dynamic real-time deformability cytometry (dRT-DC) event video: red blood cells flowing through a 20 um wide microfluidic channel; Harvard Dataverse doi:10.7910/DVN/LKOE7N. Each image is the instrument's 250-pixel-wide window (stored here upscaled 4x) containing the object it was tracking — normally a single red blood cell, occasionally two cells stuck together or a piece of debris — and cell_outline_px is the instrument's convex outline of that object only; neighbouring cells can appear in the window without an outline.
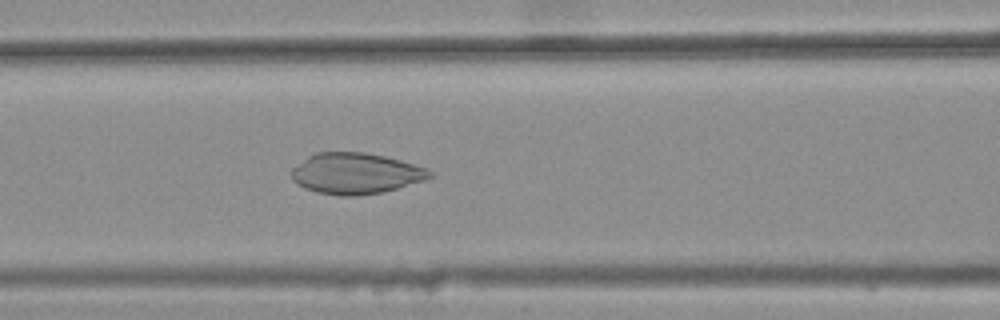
{"species": "common noctule bat (a hibernating species)", "species_latin": "Nyctalus noctula", "temperature_condition": "warm", "stored_images_in_passage": 43, "camera_frame_rate_fps": 3000, "um_per_image_px": 0.085, "animal": {"sex": "female", "body_mass_g": 25.1}, "frame": {"image": 1, "passage_image": 21, "time_ms": 6.667, "image_size_px": [1000, 320], "cell_outline_px": [[432, 176], [424, 180], [384, 192], [360, 196], [340, 196], [316, 192], [304, 188], [296, 184], [292, 180], [292, 168], [308, 156], [316, 152], [364, 152], [384, 156], [400, 160], [424, 168], [432, 172]], "centroid_in_image_um": [30.19, 14.75], "position_along_channel_um": 136.4, "area_um2": 33.0}}
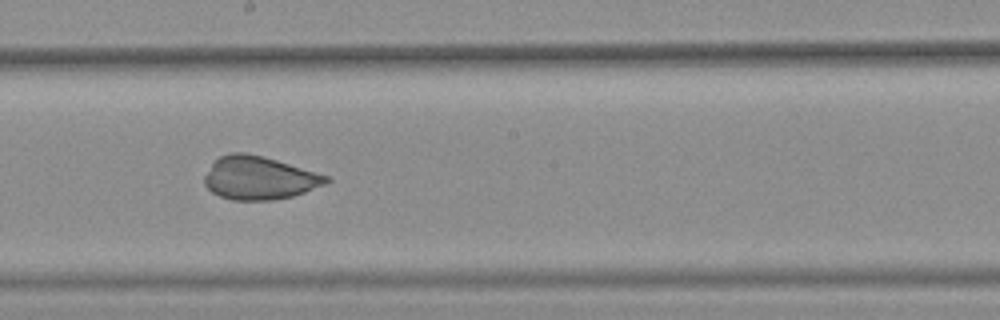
{"frame": {"image": 2, "passage_image": 28, "time_ms": 9.0, "image_size_px": [1000, 320], "cell_outline_px": [[332, 180], [324, 184], [304, 192], [292, 196], [272, 200], [232, 200], [220, 196], [212, 192], [204, 184], [204, 176], [212, 164], [220, 156], [232, 152], [244, 152], [264, 156], [328, 176]], "centroid_in_image_um": [22.01, 15.12], "position_along_channel_um": 226.2, "area_um2": 30.4}}
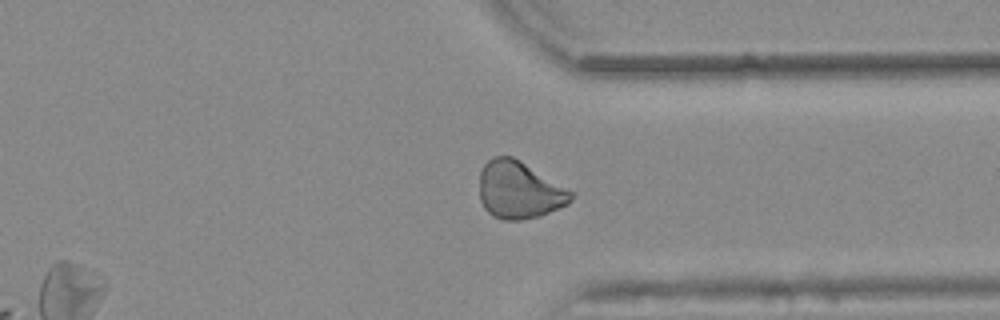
{"frame": {"image": 3, "passage_image": 39, "time_ms": 12.667, "image_size_px": [1000, 320], "cell_outline_px": [[576, 196], [568, 204], [540, 216], [520, 220], [504, 220], [492, 216], [484, 208], [480, 200], [480, 172], [484, 164], [492, 156], [512, 156], [520, 160], [576, 192]], "centroid_in_image_um": [44.17, 16.15], "position_along_channel_um": 367.2, "area_um2": 31.04}}